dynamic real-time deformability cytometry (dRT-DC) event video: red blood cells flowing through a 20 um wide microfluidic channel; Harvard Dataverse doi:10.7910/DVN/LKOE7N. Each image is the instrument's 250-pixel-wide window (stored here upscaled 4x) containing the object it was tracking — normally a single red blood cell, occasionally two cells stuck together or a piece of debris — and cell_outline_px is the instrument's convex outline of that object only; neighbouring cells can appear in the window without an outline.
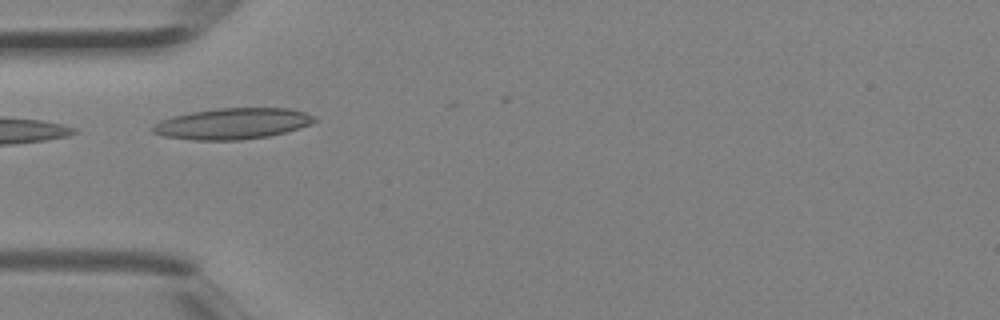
{"species": "Egyptian fruit bat (a non-hibernating species)", "species_latin": "Rousettus aegyptiacus", "temperature_condition": "room temperature", "stored_images_in_passage": 3, "camera_frame_rate_fps": 3000, "um_per_image_px": 0.085, "animal": {"sex": "female"}, "frame": {"image": 1, "passage_image": 3, "time_ms": 0.667, "image_size_px": [1000, 320], "cell_outline_px": [[316, 120], [312, 124], [284, 132], [268, 136], [240, 140], [192, 140], [164, 136], [152, 132], [152, 124], [160, 120], [172, 116], [192, 112], [220, 108], [288, 108], [304, 112], [316, 116]], "centroid_in_image_um": [19.75, 10.51], "position_along_channel_um": 65.3, "area_um2": 29.25}}